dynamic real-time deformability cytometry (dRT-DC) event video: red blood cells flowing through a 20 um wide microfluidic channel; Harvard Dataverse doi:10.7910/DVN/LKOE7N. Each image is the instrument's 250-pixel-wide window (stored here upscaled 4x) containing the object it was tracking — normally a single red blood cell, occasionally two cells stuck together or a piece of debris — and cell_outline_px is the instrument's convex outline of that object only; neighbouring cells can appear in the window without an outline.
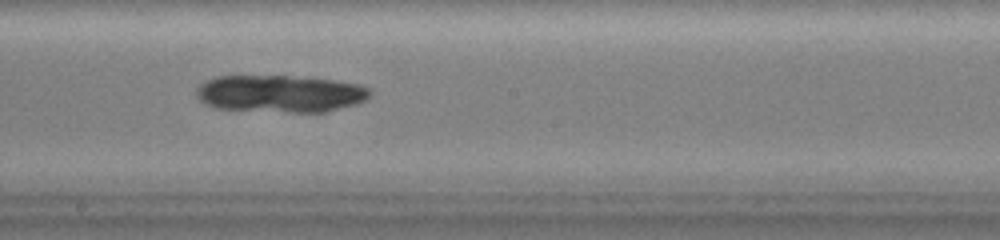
{"species": "common noctule bat (a hibernating species)", "species_latin": "Nyctalus noctula", "temperature_condition": "warm", "stored_images_in_passage": 72, "camera_frame_rate_fps": 3000, "um_per_image_px": 0.085, "animal": {"sex": "female", "body_mass_g": 19.0, "forearm_length_mm": 51.5}, "frame": {"image": 1, "passage_image": 41, "time_ms": 13.333, "image_size_px": [1000, 240], "cell_outline_px": [[372, 96], [368, 100], [356, 104], [324, 112], [288, 112], [212, 108], [204, 104], [196, 96], [196, 88], [200, 84], [216, 76], [288, 76], [336, 80], [360, 84], [372, 88]], "centroid_in_image_um": [23.86, 7.96], "position_along_channel_um": 224.3, "area_um2": 38.09}}
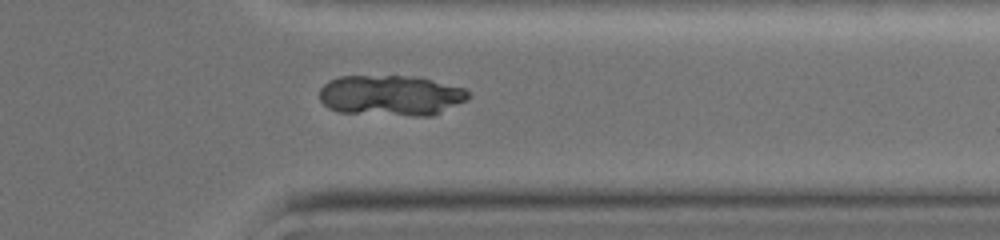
{"frame": {"image": 2, "passage_image": 58, "time_ms": 19.0, "image_size_px": [1000, 240], "cell_outline_px": [[468, 100], [432, 116], [416, 116], [340, 112], [328, 108], [320, 100], [320, 88], [328, 80], [340, 76], [416, 76], [464, 88], [468, 92]], "centroid_in_image_um": [33.21, 8.11], "position_along_channel_um": 378.2, "area_um2": 35.26}}
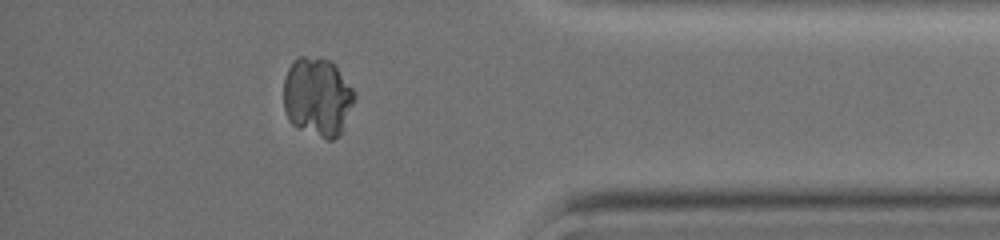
{"frame": {"image": 3, "passage_image": 63, "time_ms": 20.667, "image_size_px": [1000, 240], "cell_outline_px": [[356, 96], [340, 136], [332, 140], [324, 140], [296, 128], [288, 120], [284, 108], [284, 80], [288, 68], [292, 60], [300, 56], [304, 56], [332, 60], [336, 64], [352, 88]], "centroid_in_image_um": [26.98, 8.25], "position_along_channel_um": 408.2, "area_um2": 33.12}}